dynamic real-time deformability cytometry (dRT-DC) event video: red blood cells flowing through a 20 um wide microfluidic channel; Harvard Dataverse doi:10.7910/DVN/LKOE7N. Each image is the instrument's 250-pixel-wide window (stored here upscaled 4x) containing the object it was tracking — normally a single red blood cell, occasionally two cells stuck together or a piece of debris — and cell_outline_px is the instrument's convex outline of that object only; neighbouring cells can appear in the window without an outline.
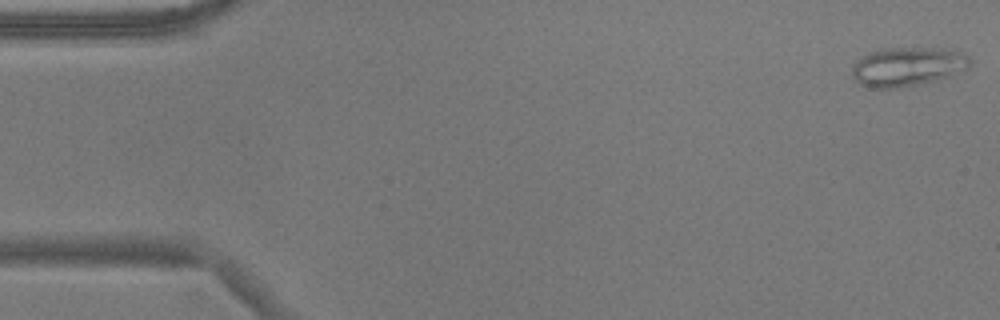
{"species": "common noctule bat (a hibernating species)", "species_latin": "Nyctalus noctula", "temperature_condition": "warm", "stored_images_in_passage": 11, "camera_frame_rate_fps": 3000, "um_per_image_px": 0.085, "animal": {"sex": "male", "body_mass_g": 17.9}, "frame": {"image": 1, "passage_image": 1, "time_ms": 0.0, "image_size_px": [1000, 320], "cell_outline_px": [[972, 64], [968, 68], [948, 76], [896, 88], [868, 88], [860, 84], [852, 76], [852, 68], [856, 60], [868, 52], [880, 48], [944, 48], [960, 52], [968, 56], [972, 60]], "centroid_in_image_um": [77.1, 5.64], "position_along_channel_um": 7.9, "area_um2": 26.7}}